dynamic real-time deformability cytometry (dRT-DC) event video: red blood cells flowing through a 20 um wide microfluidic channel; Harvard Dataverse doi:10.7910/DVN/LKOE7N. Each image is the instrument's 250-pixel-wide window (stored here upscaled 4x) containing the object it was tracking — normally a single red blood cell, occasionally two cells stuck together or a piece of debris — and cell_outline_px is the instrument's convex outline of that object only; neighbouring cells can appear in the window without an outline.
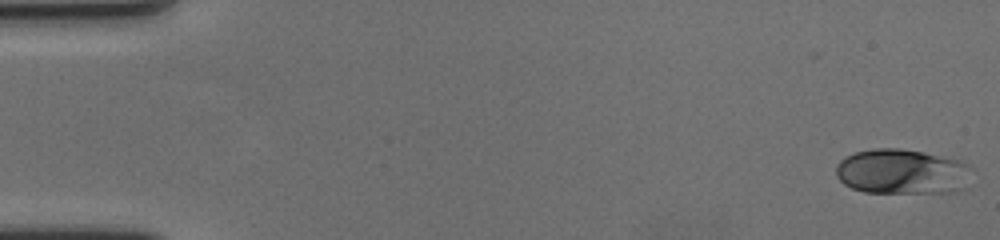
{"species": "human", "species_latin": "Homo sapiens", "temperature_condition": "cold", "stored_images_in_passage": 59, "camera_frame_rate_fps": 3000, "um_per_image_px": 0.085, "donor": {"sex": "female"}, "frame": {"image": 1, "passage_image": 1, "time_ms": 0.0, "image_size_px": [1000, 240], "cell_outline_px": [[976, 168], [968, 188], [956, 192], [864, 192], [852, 188], [844, 184], [836, 176], [836, 164], [840, 160], [856, 152], [876, 148], [900, 148], [964, 160]], "centroid_in_image_um": [76.81, 14.59], "position_along_channel_um": 8.2, "area_um2": 36.53}}
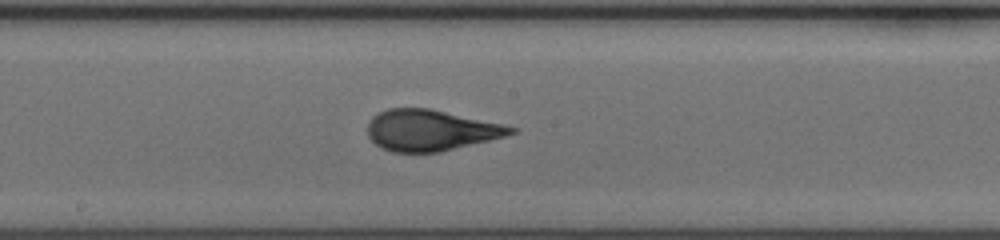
{"frame": {"image": 2, "passage_image": 32, "time_ms": 10.333, "image_size_px": [1000, 240], "cell_outline_px": [[516, 132], [504, 136], [440, 152], [392, 152], [380, 148], [368, 136], [368, 124], [372, 116], [388, 108], [428, 108], [504, 124], [516, 128]], "centroid_in_image_um": [36.57, 11.07], "position_along_channel_um": 211.6, "area_um2": 33.99}}
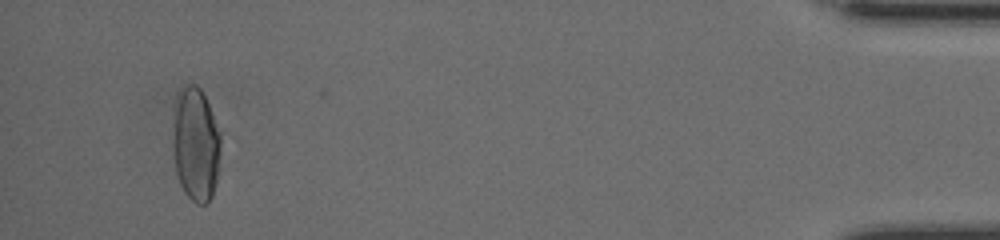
{"frame": {"image": 3, "passage_image": 56, "time_ms": 18.333, "image_size_px": [1000, 240], "cell_outline_px": [[220, 152], [216, 180], [212, 196], [208, 204], [196, 204], [184, 192], [180, 184], [176, 172], [172, 144], [172, 140], [176, 92], [184, 84], [196, 84], [200, 88], [208, 104], [220, 136]], "centroid_in_image_um": [16.6, 12.26], "position_along_channel_um": 418.6, "area_um2": 31.85}, "authors_computed_cell_mechanics": {"area_um2": 33.5818, "velocity_mm_per_s": 3.5091, "shape_relaxation_time_tau1_ms": 4.5575, "shape_relaxation_time_tau2_ms": null, "deformation_change_tau1": 0.173, "deformation_change_tau2": null}}